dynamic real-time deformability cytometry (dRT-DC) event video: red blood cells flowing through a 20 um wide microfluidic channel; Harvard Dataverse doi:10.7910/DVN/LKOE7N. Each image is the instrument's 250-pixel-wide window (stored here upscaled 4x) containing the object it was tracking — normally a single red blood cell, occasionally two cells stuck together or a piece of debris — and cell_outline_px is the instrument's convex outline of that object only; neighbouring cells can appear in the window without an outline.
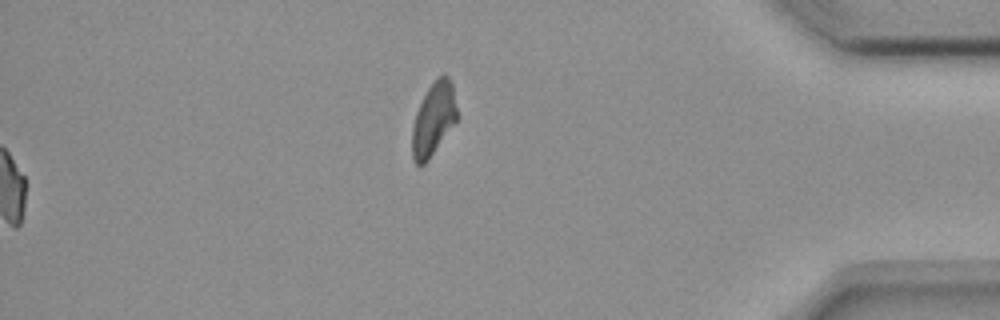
{"species": "common noctule bat (a hibernating species)", "species_latin": "Nyctalus noctula", "temperature_condition": "room temperature", "stored_images_in_passage": 43, "camera_frame_rate_fps": 3000, "um_per_image_px": 0.085, "animal": {"sex": "female", "body_mass_g": 18.4}, "frame": {"image": 1, "passage_image": 43, "time_ms": 14.0, "image_size_px": [1000, 320], "cell_outline_px": [[460, 116], [428, 160], [424, 164], [416, 164], [412, 156], [412, 128], [416, 112], [428, 88], [444, 72], [452, 80]], "centroid_in_image_um": [36.89, 10.09], "position_along_channel_um": 398.3, "area_um2": 19.25}}